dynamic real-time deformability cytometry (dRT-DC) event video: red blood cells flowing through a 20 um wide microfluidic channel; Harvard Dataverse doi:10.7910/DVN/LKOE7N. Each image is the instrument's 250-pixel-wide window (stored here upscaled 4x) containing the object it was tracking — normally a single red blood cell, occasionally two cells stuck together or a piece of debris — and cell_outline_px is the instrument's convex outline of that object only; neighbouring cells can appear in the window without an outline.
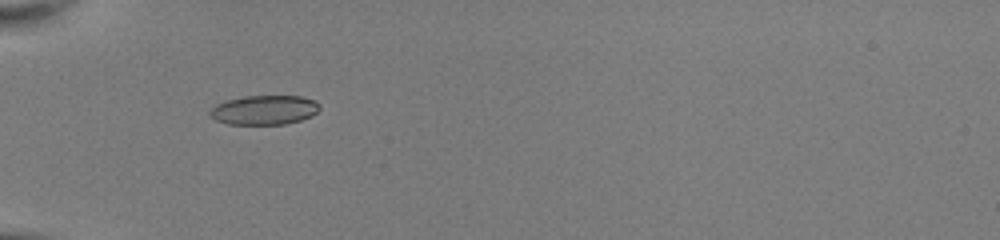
{"species": "common noctule bat (a hibernating species)", "species_latin": "Nyctalus noctula", "temperature_condition": "room temperature", "stored_images_in_passage": 35, "camera_frame_rate_fps": 3000, "um_per_image_px": 0.085, "animal": {"sex": "female", "body_mass_g": 22.0, "forearm_length_mm": 56.7}, "frame": {"image": 1, "passage_image": 2, "time_ms": 0.333, "image_size_px": [1000, 240], "cell_outline_px": [[320, 108], [312, 116], [300, 120], [284, 124], [228, 124], [216, 120], [208, 116], [208, 112], [216, 104], [228, 100], [244, 96], [300, 96], [316, 100], [320, 104]], "centroid_in_image_um": [22.47, 9.34], "position_along_channel_um": 62.5, "area_um2": 18.84}}
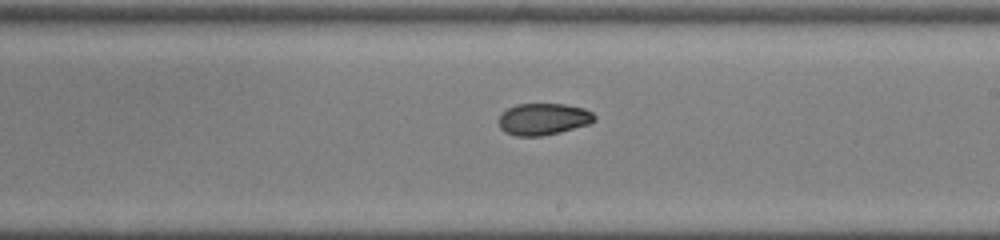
{"frame": {"image": 2, "passage_image": 16, "time_ms": 5.0, "image_size_px": [1000, 240], "cell_outline_px": [[596, 120], [588, 124], [560, 132], [540, 136], [516, 136], [504, 132], [500, 128], [500, 116], [508, 108], [516, 104], [564, 104], [584, 108], [592, 112], [596, 116]], "centroid_in_image_um": [46.2, 10.12], "position_along_channel_um": 242.8, "area_um2": 17.63}}
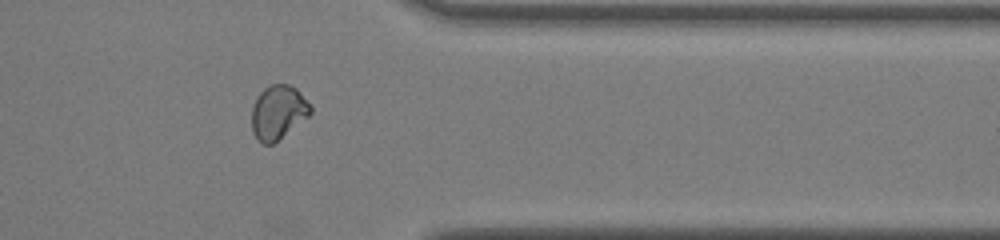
{"frame": {"image": 3, "passage_image": 27, "time_ms": 8.667, "image_size_px": [1000, 240], "cell_outline_px": [[312, 112], [308, 116], [272, 144], [260, 144], [256, 140], [252, 132], [252, 108], [256, 96], [264, 88], [272, 84], [288, 84], [296, 88], [300, 92], [312, 108]], "centroid_in_image_um": [23.6, 9.54], "position_along_channel_um": 387.8, "area_um2": 18.44}, "authors_computed_cell_mechanics": {"area_um2": 18.6116, "velocity_mm_per_s": 4.0696, "shape_relaxation_time_tau1_ms": 5.7586, "shape_relaxation_time_tau2_ms": 3.4508, "deformation_change_tau1": 0.1587, "deformation_change_tau2": 0.0484}}